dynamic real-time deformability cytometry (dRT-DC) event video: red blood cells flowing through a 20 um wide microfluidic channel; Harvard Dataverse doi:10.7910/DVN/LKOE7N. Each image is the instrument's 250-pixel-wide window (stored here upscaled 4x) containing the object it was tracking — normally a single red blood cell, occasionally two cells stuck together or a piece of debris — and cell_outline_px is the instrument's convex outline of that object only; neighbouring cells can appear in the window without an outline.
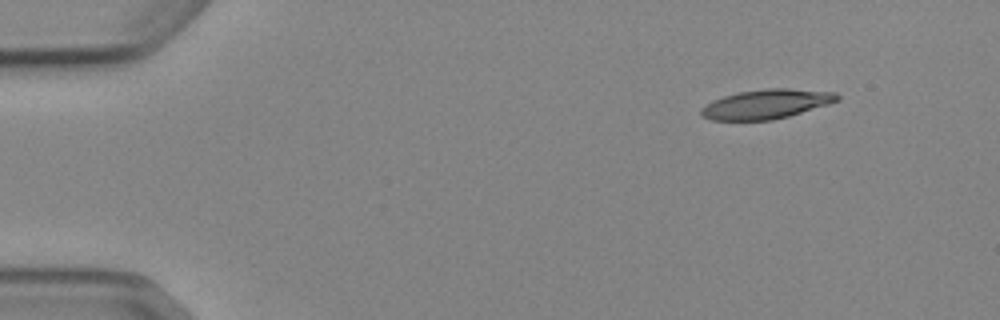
{"species": "Egyptian fruit bat (a non-hibernating species)", "species_latin": "Rousettus aegyptiacus", "temperature_condition": "cold", "stored_images_in_passage": 4, "camera_frame_rate_fps": 3000, "um_per_image_px": 0.085, "animal": {"sex": "female"}, "frame": {"image": 1, "passage_image": 1, "time_ms": 0.0, "image_size_px": [1000, 320], "cell_outline_px": [[840, 100], [828, 104], [788, 116], [772, 120], [712, 120], [700, 116], [700, 108], [712, 100], [736, 92], [764, 88], [788, 88], [836, 92], [840, 96]], "centroid_in_image_um": [65.11, 8.83], "position_along_channel_um": 19.9, "area_um2": 23.47}}
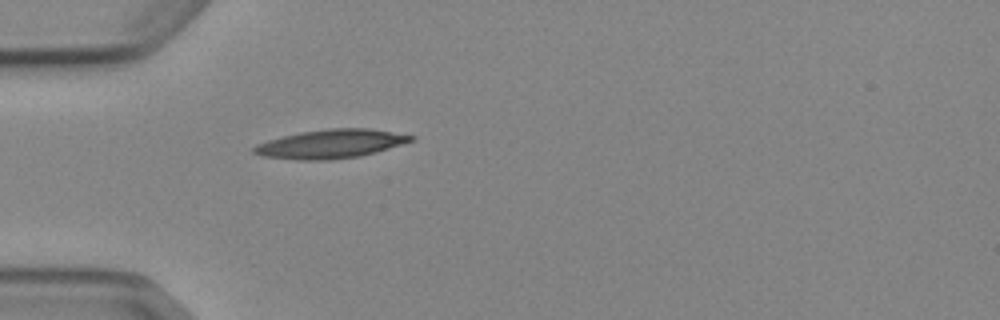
{"frame": {"image": 2, "passage_image": 4, "time_ms": 3.333, "image_size_px": [1000, 320], "cell_outline_px": [[416, 136], [412, 140], [376, 152], [360, 156], [328, 160], [300, 160], [264, 156], [252, 152], [252, 148], [256, 144], [268, 140], [300, 132], [328, 128], [368, 128]], "centroid_in_image_um": [28.08, 12.23], "position_along_channel_um": 56.9, "area_um2": 26.07}}